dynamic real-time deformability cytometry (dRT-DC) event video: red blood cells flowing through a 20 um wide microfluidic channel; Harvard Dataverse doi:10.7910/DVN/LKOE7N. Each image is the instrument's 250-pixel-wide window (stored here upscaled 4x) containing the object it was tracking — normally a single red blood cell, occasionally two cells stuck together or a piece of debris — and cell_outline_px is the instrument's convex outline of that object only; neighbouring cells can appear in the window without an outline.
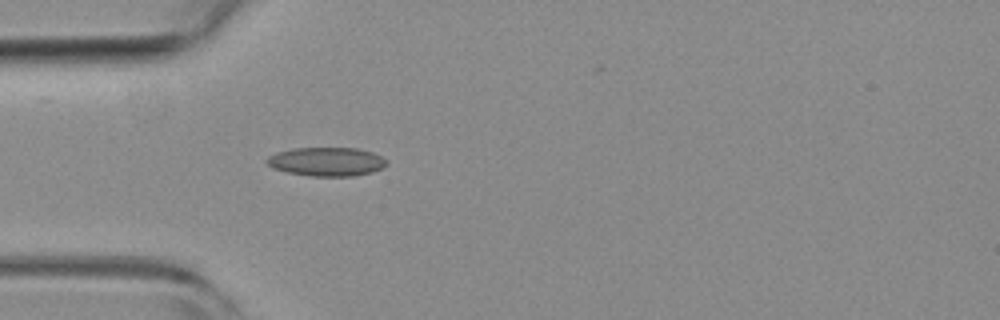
{"species": "common noctule bat (a hibernating species)", "species_latin": "Nyctalus noctula", "temperature_condition": "room temperature", "stored_images_in_passage": 12, "camera_frame_rate_fps": 3000, "um_per_image_px": 0.085, "animal": {"sex": "female", "body_mass_g": 19.3, "forearm_length_mm": 54.1}, "frame": {"image": 1, "passage_image": 5, "time_ms": 1.333, "image_size_px": [1000, 320], "cell_outline_px": [[388, 164], [384, 168], [372, 172], [352, 176], [312, 176], [288, 172], [272, 168], [264, 160], [268, 156], [276, 152], [292, 148], [356, 148], [372, 152], [388, 160]], "centroid_in_image_um": [27.77, 13.74], "position_along_channel_um": 57.2, "area_um2": 20.23}}
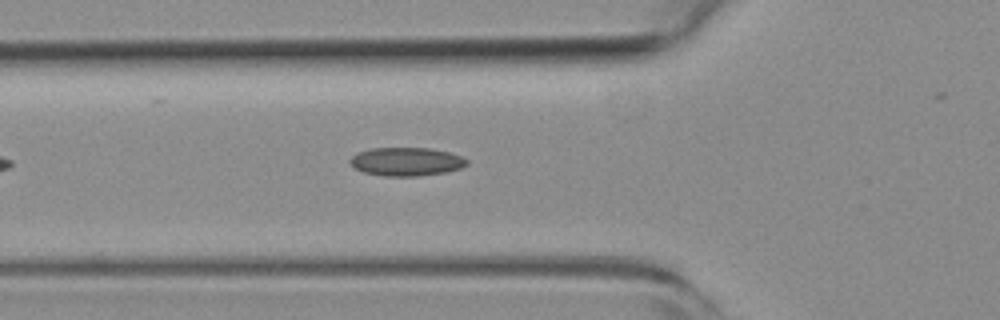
{"frame": {"image": 2, "passage_image": 8, "time_ms": 2.333, "image_size_px": [1000, 320], "cell_outline_px": [[468, 164], [460, 168], [444, 172], [416, 176], [384, 176], [364, 172], [356, 168], [348, 160], [356, 152], [372, 148], [432, 148], [448, 152], [460, 156], [468, 160]], "centroid_in_image_um": [34.52, 13.73], "position_along_channel_um": 91.3, "area_um2": 19.25}}